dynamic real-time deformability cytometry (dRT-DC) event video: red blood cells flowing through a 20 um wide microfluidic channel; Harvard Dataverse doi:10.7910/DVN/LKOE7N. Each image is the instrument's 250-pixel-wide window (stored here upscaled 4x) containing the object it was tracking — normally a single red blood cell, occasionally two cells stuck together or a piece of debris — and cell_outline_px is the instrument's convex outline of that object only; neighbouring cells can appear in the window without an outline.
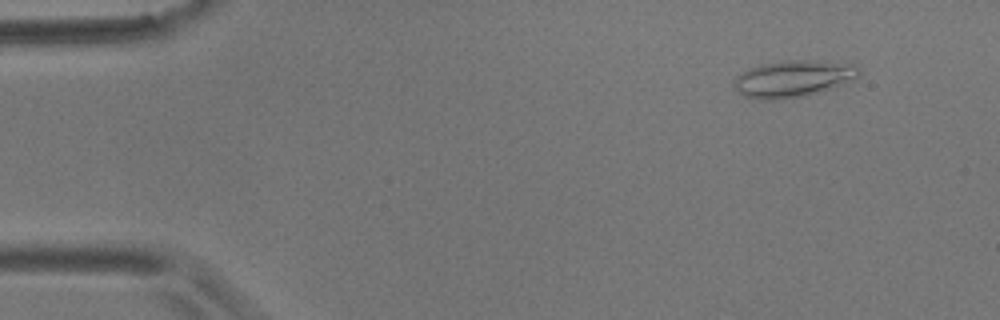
{"species": "common noctule bat (a hibernating species)", "species_latin": "Nyctalus noctula", "temperature_condition": "room temperature", "stored_images_in_passage": 6, "camera_frame_rate_fps": 3000, "um_per_image_px": 0.085, "animal": {"sex": "male", "body_mass_g": 17.9}, "frame": {"image": 1, "passage_image": 2, "time_ms": 1.0, "image_size_px": [1000, 320], "cell_outline_px": [[860, 76], [804, 96], [772, 100], [764, 100], [744, 96], [732, 84], [732, 80], [736, 76], [748, 68], [760, 64], [784, 60], [812, 60], [860, 68]], "centroid_in_image_um": [67.26, 6.69], "position_along_channel_um": 17.7, "area_um2": 25.89}}